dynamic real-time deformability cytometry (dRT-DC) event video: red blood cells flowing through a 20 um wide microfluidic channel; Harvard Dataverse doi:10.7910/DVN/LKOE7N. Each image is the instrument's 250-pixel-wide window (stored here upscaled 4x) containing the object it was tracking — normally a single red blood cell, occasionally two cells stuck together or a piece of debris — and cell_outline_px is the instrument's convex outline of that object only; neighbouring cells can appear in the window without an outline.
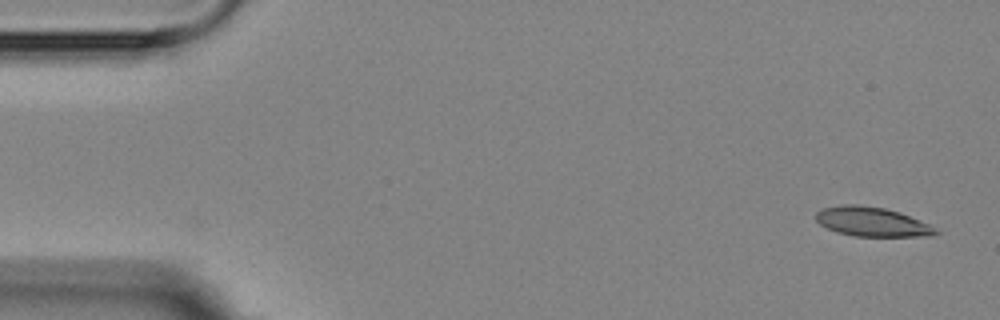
{"species": "Egyptian fruit bat (a non-hibernating species)", "species_latin": "Rousettus aegyptiacus", "temperature_condition": "room temperature", "stored_images_in_passage": 4, "camera_frame_rate_fps": 3000, "um_per_image_px": 0.085, "animal": {"sex": "female"}, "frame": {"image": 1, "passage_image": 1, "time_ms": 0.0, "image_size_px": [1000, 320], "cell_outline_px": [[940, 232], [928, 236], [856, 236], [836, 232], [820, 224], [816, 220], [816, 212], [824, 208], [844, 204], [856, 204], [884, 208], [900, 212], [928, 224]], "centroid_in_image_um": [74.09, 18.85], "position_along_channel_um": 10.9, "area_um2": 20.23}}
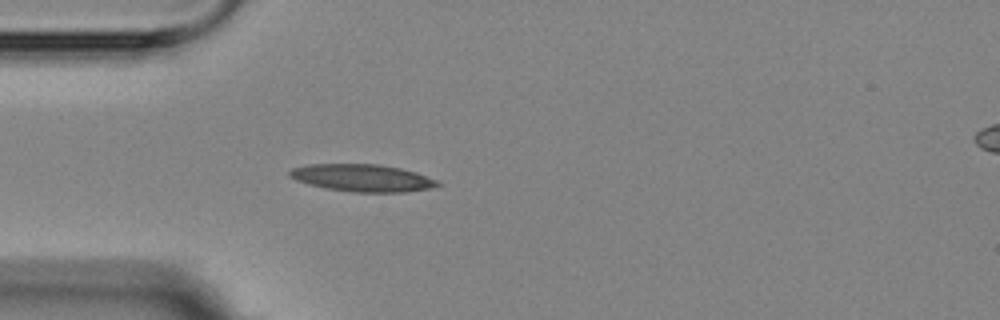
{"frame": {"image": 2, "passage_image": 4, "time_ms": 4.333, "image_size_px": [1000, 320], "cell_outline_px": [[444, 184], [428, 188], [404, 192], [352, 192], [324, 188], [308, 184], [296, 180], [288, 176], [288, 172], [292, 168], [308, 164], [380, 164], [400, 168], [416, 172], [440, 180]], "centroid_in_image_um": [30.81, 15.12], "position_along_channel_um": 54.2, "area_um2": 23.76}}